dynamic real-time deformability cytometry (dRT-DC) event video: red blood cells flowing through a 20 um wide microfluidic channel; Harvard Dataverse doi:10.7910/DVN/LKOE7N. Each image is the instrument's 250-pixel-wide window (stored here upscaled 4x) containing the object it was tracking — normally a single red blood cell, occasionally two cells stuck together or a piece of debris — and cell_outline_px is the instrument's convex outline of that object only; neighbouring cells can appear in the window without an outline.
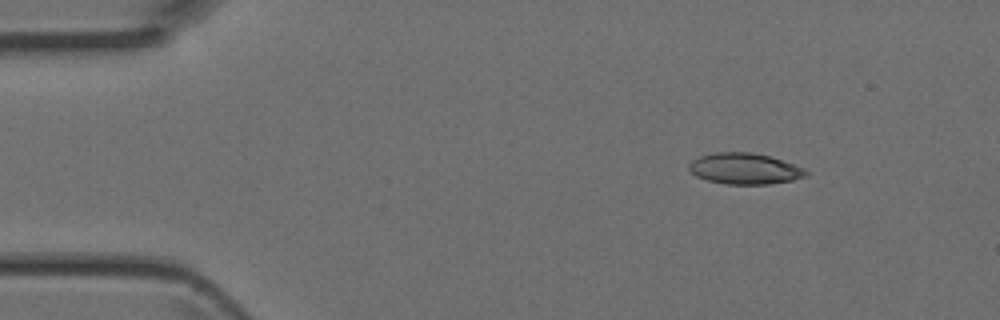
{"species": "Egyptian fruit bat (a non-hibernating species)", "species_latin": "Rousettus aegyptiacus", "temperature_condition": "room temperature", "stored_images_in_passage": 3, "camera_frame_rate_fps": 3000, "um_per_image_px": 0.085, "animal": {"sex": "female"}, "frame": {"image": 1, "passage_image": 1, "time_ms": 0.0, "image_size_px": [1000, 320], "cell_outline_px": [[808, 176], [792, 180], [768, 184], [724, 184], [708, 180], [696, 176], [688, 168], [688, 164], [692, 160], [700, 156], [716, 152], [752, 152], [768, 156], [804, 168], [808, 172]], "centroid_in_image_um": [63.28, 14.34], "position_along_channel_um": 21.7, "area_um2": 21.04}}
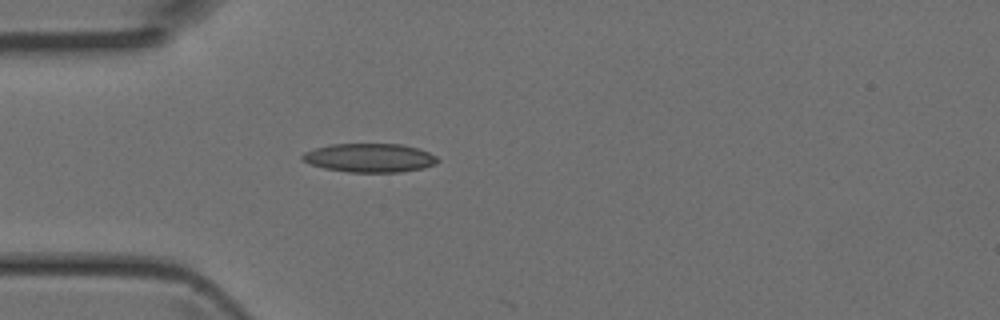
{"frame": {"image": 2, "passage_image": 3, "time_ms": 0.667, "image_size_px": [1000, 320], "cell_outline_px": [[440, 160], [436, 164], [420, 168], [400, 172], [348, 172], [324, 168], [308, 164], [300, 160], [300, 156], [304, 152], [316, 148], [332, 144], [400, 144], [416, 148], [428, 152], [436, 156]], "centroid_in_image_um": [31.37, 13.42], "position_along_channel_um": 53.6, "area_um2": 22.66}}